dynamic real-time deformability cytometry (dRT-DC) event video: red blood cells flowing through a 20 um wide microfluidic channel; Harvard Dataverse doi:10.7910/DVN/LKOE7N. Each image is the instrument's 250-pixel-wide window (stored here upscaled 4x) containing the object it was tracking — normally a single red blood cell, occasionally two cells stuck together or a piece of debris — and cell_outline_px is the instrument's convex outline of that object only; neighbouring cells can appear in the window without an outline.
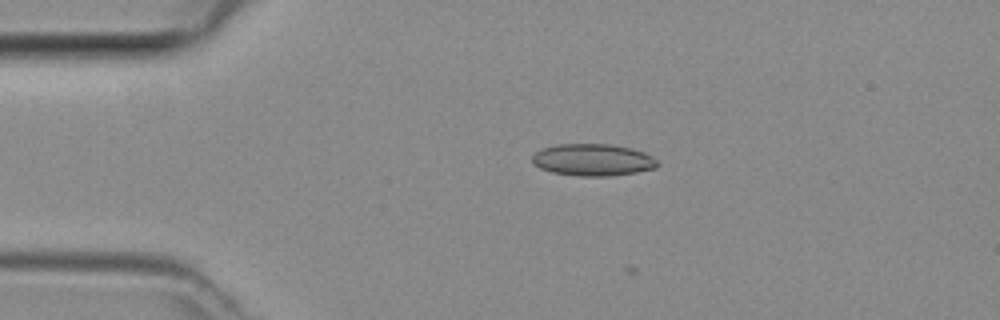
{"species": "common noctule bat (a hibernating species)", "species_latin": "Nyctalus noctula", "temperature_condition": "room temperature", "stored_images_in_passage": 3, "camera_frame_rate_fps": 3000, "um_per_image_px": 0.085, "animal": {"sex": "female", "body_mass_g": 29.2, "forearm_length_mm": 56.3}, "frame": {"image": 1, "passage_image": 2, "time_ms": 0.333, "image_size_px": [1000, 320], "cell_outline_px": [[660, 164], [656, 168], [636, 172], [608, 176], [580, 176], [552, 172], [540, 168], [532, 164], [532, 156], [536, 152], [544, 148], [556, 144], [608, 144], [628, 148], [644, 152], [652, 156]], "centroid_in_image_um": [50.38, 13.59], "position_along_channel_um": 34.6, "area_um2": 23.24}}